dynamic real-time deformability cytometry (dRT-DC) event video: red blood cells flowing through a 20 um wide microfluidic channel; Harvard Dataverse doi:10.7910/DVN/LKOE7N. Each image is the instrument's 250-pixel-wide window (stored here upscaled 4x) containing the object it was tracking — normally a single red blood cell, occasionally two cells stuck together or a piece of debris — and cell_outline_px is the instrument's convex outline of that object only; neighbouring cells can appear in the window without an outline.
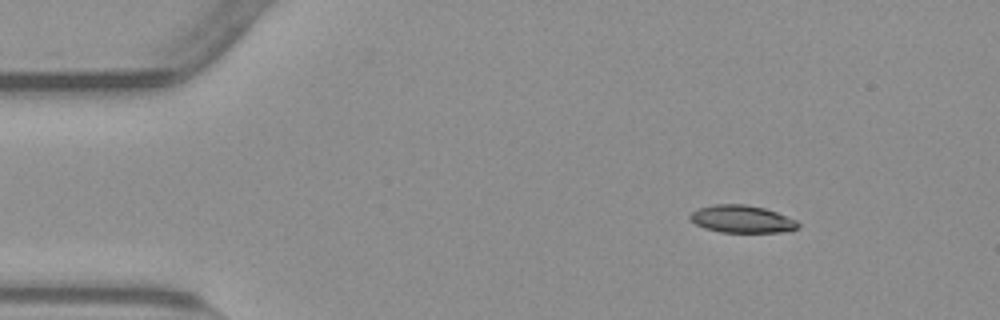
{"species": "common noctule bat (a hibernating species)", "species_latin": "Nyctalus noctula", "temperature_condition": "warm", "stored_images_in_passage": 19, "camera_frame_rate_fps": 3000, "um_per_image_px": 0.085, "animal": {"sex": "male", "body_mass_g": 23.1, "forearm_length_mm": 52.7}, "frame": {"image": 1, "passage_image": 1, "time_ms": 0.0, "image_size_px": [1000, 320], "cell_outline_px": [[800, 228], [780, 232], [720, 232], [704, 228], [688, 220], [688, 216], [696, 208], [716, 204], [744, 204], [764, 208], [776, 212], [796, 220], [800, 224]], "centroid_in_image_um": [63.02, 18.62], "position_along_channel_um": 22.0, "area_um2": 17.4}}
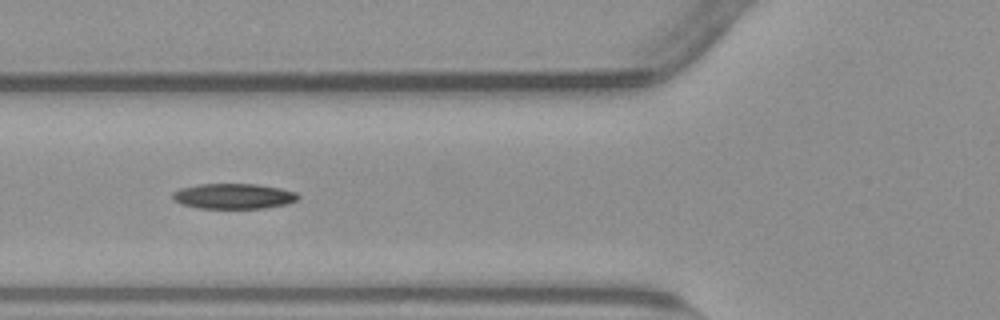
{"frame": {"image": 2, "passage_image": 14, "time_ms": 4.333, "image_size_px": [1000, 320], "cell_outline_px": [[300, 196], [296, 200], [288, 204], [264, 208], [196, 208], [172, 200], [172, 192], [180, 188], [200, 184], [256, 184], [280, 188], [296, 192]], "centroid_in_image_um": [19.85, 16.67], "position_along_channel_um": 106.0, "area_um2": 18.55}}
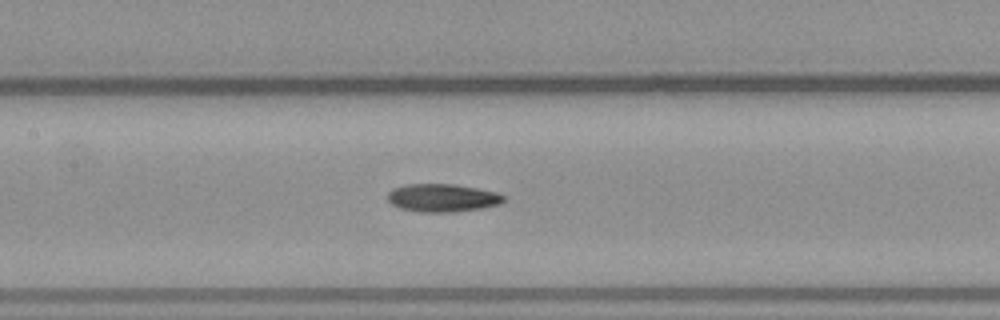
{"frame": {"image": 3, "passage_image": 19, "time_ms": 6.0, "image_size_px": [1000, 320], "cell_outline_px": [[504, 200], [500, 204], [484, 208], [456, 212], [420, 212], [400, 208], [392, 204], [388, 200], [388, 192], [392, 188], [408, 184], [456, 184], [496, 192], [504, 196]], "centroid_in_image_um": [37.61, 16.82], "position_along_channel_um": 169.8, "area_um2": 19.02}}